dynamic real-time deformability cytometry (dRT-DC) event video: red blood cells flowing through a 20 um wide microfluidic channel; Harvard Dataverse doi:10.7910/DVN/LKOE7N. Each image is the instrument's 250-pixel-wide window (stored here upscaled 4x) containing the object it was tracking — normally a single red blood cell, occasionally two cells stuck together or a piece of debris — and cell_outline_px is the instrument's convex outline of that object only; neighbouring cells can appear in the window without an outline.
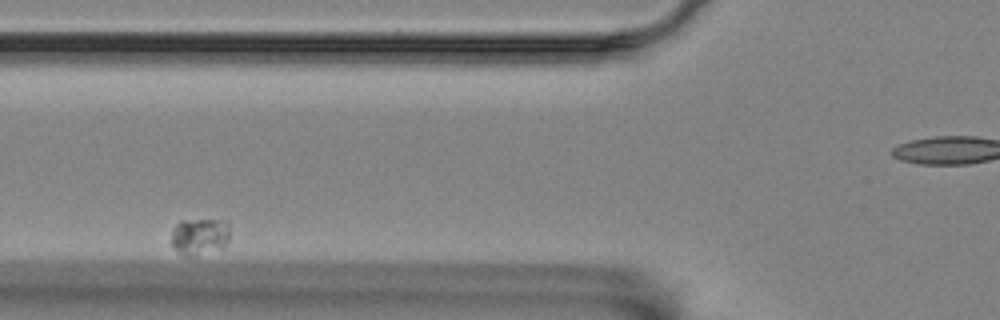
{"species": "Egyptian fruit bat (a non-hibernating species)", "species_latin": "Rousettus aegyptiacus", "temperature_condition": "room temperature", "stored_images_in_passage": 10, "camera_frame_rate_fps": 3000, "um_per_image_px": 0.085, "animal": {"sex": "female"}, "frame": {"image": 1, "passage_image": 4, "time_ms": 1.0, "image_size_px": [1000, 320], "cell_outline_px": [[228, 240], [224, 248], [196, 256], [184, 256], [172, 244], [172, 228], [180, 220], [228, 220]], "centroid_in_image_um": [16.98, 20.09], "position_along_channel_um": 108.8, "area_um2": 12.66}}
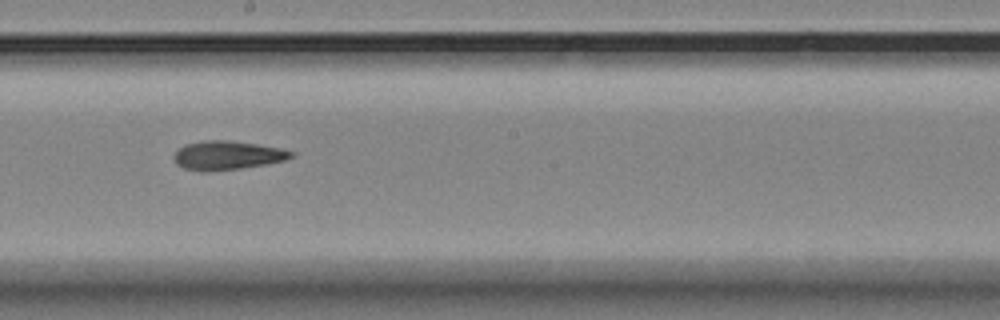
{"frame": {"image": 2, "passage_image": 9, "time_ms": 2.667, "image_size_px": [1000, 320], "cell_outline_px": [[296, 156], [284, 160], [268, 164], [240, 168], [208, 172], [200, 172], [184, 168], [176, 164], [172, 156], [184, 144], [204, 140], [228, 140], [256, 144], [280, 148], [296, 152]], "centroid_in_image_um": [19.32, 13.21], "position_along_channel_um": 228.9, "area_um2": 19.94}}